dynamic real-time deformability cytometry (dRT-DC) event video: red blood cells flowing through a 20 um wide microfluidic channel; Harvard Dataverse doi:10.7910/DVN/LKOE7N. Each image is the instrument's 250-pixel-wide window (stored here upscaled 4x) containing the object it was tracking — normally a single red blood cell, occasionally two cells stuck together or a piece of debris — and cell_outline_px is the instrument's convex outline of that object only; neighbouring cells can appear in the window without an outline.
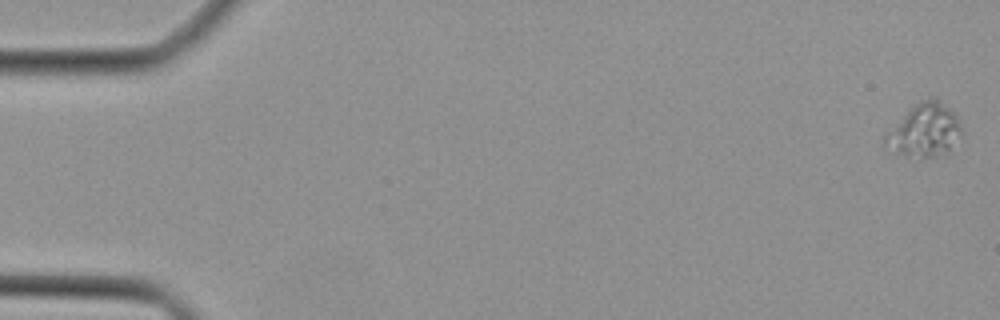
{"species": "Egyptian fruit bat (a non-hibernating species)", "species_latin": "Rousettus aegyptiacus", "temperature_condition": "cold", "stored_images_in_passage": 41, "camera_frame_rate_fps": 3000, "um_per_image_px": 0.085, "animal": {"sex": "female"}, "frame": {"image": 1, "passage_image": 1, "time_ms": 0.0, "image_size_px": [1000, 320], "cell_outline_px": [[964, 132], [948, 156], [908, 156], [896, 152], [884, 144], [884, 136], [920, 100], [932, 96], [936, 96], [956, 116]], "centroid_in_image_um": [78.68, 11.09], "position_along_channel_um": 6.3, "area_um2": 23.47}}
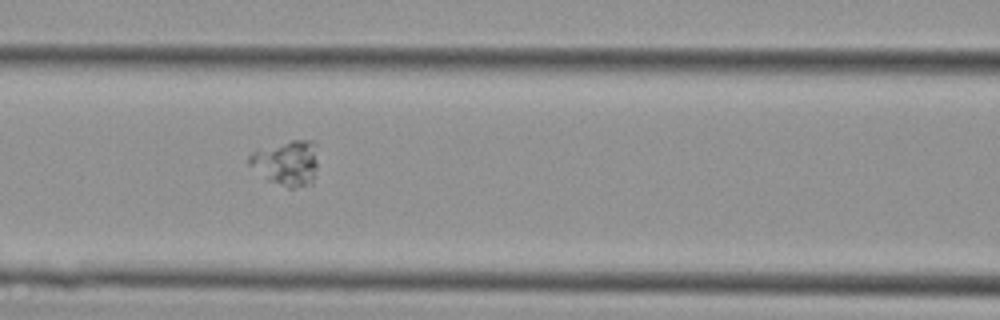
{"frame": {"image": 2, "passage_image": 20, "time_ms": 6.333, "image_size_px": [1000, 320], "cell_outline_px": [[316, 168], [312, 184], [292, 188], [288, 188], [268, 180], [248, 164], [248, 156], [256, 148], [292, 140], [316, 140]], "centroid_in_image_um": [24.35, 13.82], "position_along_channel_um": 142.3, "area_um2": 18.32}}
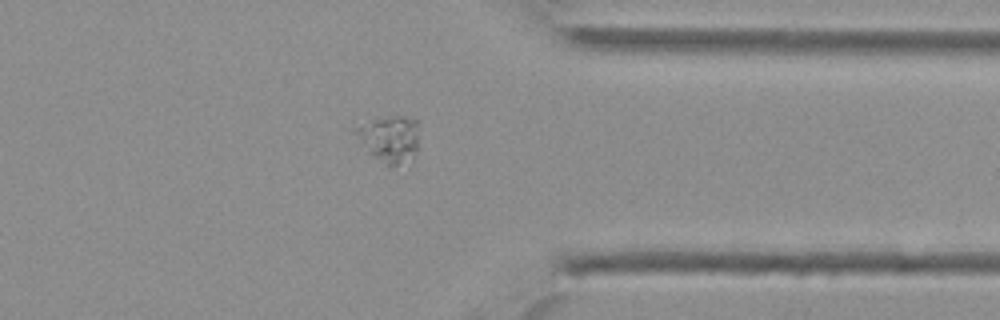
{"frame": {"image": 3, "passage_image": 36, "time_ms": 11.667, "image_size_px": [1000, 320], "cell_outline_px": [[420, 124], [416, 148], [412, 160], [396, 164], [388, 164], [376, 156], [352, 132], [356, 128], [372, 120], [392, 116], [408, 116], [420, 120]], "centroid_in_image_um": [33.21, 11.73], "position_along_channel_um": 378.2, "area_um2": 16.65}}